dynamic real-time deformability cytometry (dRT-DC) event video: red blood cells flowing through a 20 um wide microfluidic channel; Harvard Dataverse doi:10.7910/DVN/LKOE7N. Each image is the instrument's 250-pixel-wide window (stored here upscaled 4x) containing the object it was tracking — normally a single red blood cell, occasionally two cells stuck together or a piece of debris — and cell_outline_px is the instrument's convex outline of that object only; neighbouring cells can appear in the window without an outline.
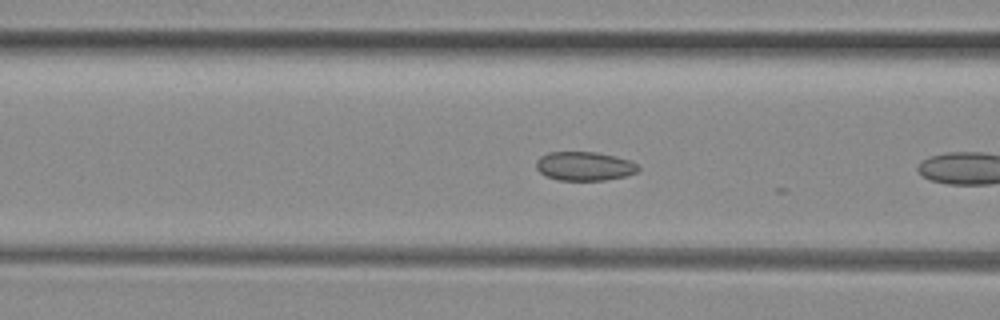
{"species": "common noctule bat (a hibernating species)", "species_latin": "Nyctalus noctula", "temperature_condition": "room temperature", "stored_images_in_passage": 7, "camera_frame_rate_fps": 3000, "um_per_image_px": 0.085, "animal": {"sex": "female", "body_mass_g": 29.2, "forearm_length_mm": 56.3}, "frame": {"image": 1, "passage_image": 6, "time_ms": 1.667, "image_size_px": [1000, 320], "cell_outline_px": [[640, 168], [636, 172], [628, 176], [604, 180], [556, 180], [544, 176], [536, 168], [536, 160], [540, 156], [548, 152], [596, 152], [616, 156], [632, 160]], "centroid_in_image_um": [49.67, 14.12], "position_along_channel_um": 116.9, "area_um2": 17.46}}